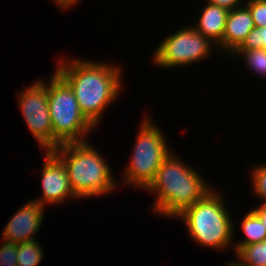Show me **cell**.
I'll return each mask as SVG.
<instances>
[{
  "label": "cell",
  "instance_id": "7402d4cb",
  "mask_svg": "<svg viewBox=\"0 0 266 266\" xmlns=\"http://www.w3.org/2000/svg\"><path fill=\"white\" fill-rule=\"evenodd\" d=\"M252 211L259 217L263 225L266 227V201H264L259 208H255Z\"/></svg>",
  "mask_w": 266,
  "mask_h": 266
},
{
  "label": "cell",
  "instance_id": "9a60e30c",
  "mask_svg": "<svg viewBox=\"0 0 266 266\" xmlns=\"http://www.w3.org/2000/svg\"><path fill=\"white\" fill-rule=\"evenodd\" d=\"M42 258V248L35 240L18 244V266H37Z\"/></svg>",
  "mask_w": 266,
  "mask_h": 266
},
{
  "label": "cell",
  "instance_id": "3957f363",
  "mask_svg": "<svg viewBox=\"0 0 266 266\" xmlns=\"http://www.w3.org/2000/svg\"><path fill=\"white\" fill-rule=\"evenodd\" d=\"M87 141L61 144L52 151L63 161L76 197L109 193L116 186L105 159Z\"/></svg>",
  "mask_w": 266,
  "mask_h": 266
},
{
  "label": "cell",
  "instance_id": "2e32d148",
  "mask_svg": "<svg viewBox=\"0 0 266 266\" xmlns=\"http://www.w3.org/2000/svg\"><path fill=\"white\" fill-rule=\"evenodd\" d=\"M233 53L244 56L250 69L257 75L266 76V49L235 50Z\"/></svg>",
  "mask_w": 266,
  "mask_h": 266
},
{
  "label": "cell",
  "instance_id": "9c48e42d",
  "mask_svg": "<svg viewBox=\"0 0 266 266\" xmlns=\"http://www.w3.org/2000/svg\"><path fill=\"white\" fill-rule=\"evenodd\" d=\"M46 152L41 178L43 195L42 198L34 201L45 206L46 203H62L68 197L76 198L63 161L52 150Z\"/></svg>",
  "mask_w": 266,
  "mask_h": 266
},
{
  "label": "cell",
  "instance_id": "5b68a950",
  "mask_svg": "<svg viewBox=\"0 0 266 266\" xmlns=\"http://www.w3.org/2000/svg\"><path fill=\"white\" fill-rule=\"evenodd\" d=\"M48 106L53 126V149L64 143L83 142L94 128L79 109L69 84L55 71L48 84Z\"/></svg>",
  "mask_w": 266,
  "mask_h": 266
},
{
  "label": "cell",
  "instance_id": "6da1fadb",
  "mask_svg": "<svg viewBox=\"0 0 266 266\" xmlns=\"http://www.w3.org/2000/svg\"><path fill=\"white\" fill-rule=\"evenodd\" d=\"M67 63H60L55 71L73 90L82 114L97 127L105 107L115 100L121 89V69L79 59Z\"/></svg>",
  "mask_w": 266,
  "mask_h": 266
},
{
  "label": "cell",
  "instance_id": "277c9868",
  "mask_svg": "<svg viewBox=\"0 0 266 266\" xmlns=\"http://www.w3.org/2000/svg\"><path fill=\"white\" fill-rule=\"evenodd\" d=\"M222 200L219 193L210 190L179 216L186 223L191 239L212 249L226 248L234 233Z\"/></svg>",
  "mask_w": 266,
  "mask_h": 266
},
{
  "label": "cell",
  "instance_id": "7a4b0ae2",
  "mask_svg": "<svg viewBox=\"0 0 266 266\" xmlns=\"http://www.w3.org/2000/svg\"><path fill=\"white\" fill-rule=\"evenodd\" d=\"M210 188L197 171L180 162L171 152L145 189L157 194L154 205L156 213L177 218Z\"/></svg>",
  "mask_w": 266,
  "mask_h": 266
},
{
  "label": "cell",
  "instance_id": "cb8c5ba5",
  "mask_svg": "<svg viewBox=\"0 0 266 266\" xmlns=\"http://www.w3.org/2000/svg\"><path fill=\"white\" fill-rule=\"evenodd\" d=\"M240 261V262H239ZM239 261H235L234 263H230L227 266H246L244 262L240 259Z\"/></svg>",
  "mask_w": 266,
  "mask_h": 266
},
{
  "label": "cell",
  "instance_id": "8fae6325",
  "mask_svg": "<svg viewBox=\"0 0 266 266\" xmlns=\"http://www.w3.org/2000/svg\"><path fill=\"white\" fill-rule=\"evenodd\" d=\"M254 28V21L247 6L242 5L229 10L225 32L222 40L218 44L224 50L226 49L233 53Z\"/></svg>",
  "mask_w": 266,
  "mask_h": 266
},
{
  "label": "cell",
  "instance_id": "d6986e66",
  "mask_svg": "<svg viewBox=\"0 0 266 266\" xmlns=\"http://www.w3.org/2000/svg\"><path fill=\"white\" fill-rule=\"evenodd\" d=\"M0 247V266H18V244L6 241Z\"/></svg>",
  "mask_w": 266,
  "mask_h": 266
},
{
  "label": "cell",
  "instance_id": "7c38bea8",
  "mask_svg": "<svg viewBox=\"0 0 266 266\" xmlns=\"http://www.w3.org/2000/svg\"><path fill=\"white\" fill-rule=\"evenodd\" d=\"M228 12L226 8L207 2L198 24L193 28L213 43L218 44L225 32Z\"/></svg>",
  "mask_w": 266,
  "mask_h": 266
},
{
  "label": "cell",
  "instance_id": "e0dca14e",
  "mask_svg": "<svg viewBox=\"0 0 266 266\" xmlns=\"http://www.w3.org/2000/svg\"><path fill=\"white\" fill-rule=\"evenodd\" d=\"M266 49V27L254 28L236 50Z\"/></svg>",
  "mask_w": 266,
  "mask_h": 266
},
{
  "label": "cell",
  "instance_id": "44dd1931",
  "mask_svg": "<svg viewBox=\"0 0 266 266\" xmlns=\"http://www.w3.org/2000/svg\"><path fill=\"white\" fill-rule=\"evenodd\" d=\"M240 1L241 0H208V3L232 10L234 8L240 7Z\"/></svg>",
  "mask_w": 266,
  "mask_h": 266
},
{
  "label": "cell",
  "instance_id": "ffe728a7",
  "mask_svg": "<svg viewBox=\"0 0 266 266\" xmlns=\"http://www.w3.org/2000/svg\"><path fill=\"white\" fill-rule=\"evenodd\" d=\"M253 175V188L254 192L260 196V198L266 201V164L254 168Z\"/></svg>",
  "mask_w": 266,
  "mask_h": 266
},
{
  "label": "cell",
  "instance_id": "8992f818",
  "mask_svg": "<svg viewBox=\"0 0 266 266\" xmlns=\"http://www.w3.org/2000/svg\"><path fill=\"white\" fill-rule=\"evenodd\" d=\"M150 117H145L135 143L129 166L125 169V183L146 188L155 178L163 160L171 153L162 132Z\"/></svg>",
  "mask_w": 266,
  "mask_h": 266
},
{
  "label": "cell",
  "instance_id": "5bb4252c",
  "mask_svg": "<svg viewBox=\"0 0 266 266\" xmlns=\"http://www.w3.org/2000/svg\"><path fill=\"white\" fill-rule=\"evenodd\" d=\"M236 254L246 266H266V240L242 246Z\"/></svg>",
  "mask_w": 266,
  "mask_h": 266
},
{
  "label": "cell",
  "instance_id": "52a82bcc",
  "mask_svg": "<svg viewBox=\"0 0 266 266\" xmlns=\"http://www.w3.org/2000/svg\"><path fill=\"white\" fill-rule=\"evenodd\" d=\"M212 44L210 39L193 27L183 28L168 36L156 48L154 63L163 68L192 64L206 58L212 50Z\"/></svg>",
  "mask_w": 266,
  "mask_h": 266
},
{
  "label": "cell",
  "instance_id": "30bf717a",
  "mask_svg": "<svg viewBox=\"0 0 266 266\" xmlns=\"http://www.w3.org/2000/svg\"><path fill=\"white\" fill-rule=\"evenodd\" d=\"M45 207L37 201L26 203L9 220L3 232L4 241L16 244L33 241L41 226Z\"/></svg>",
  "mask_w": 266,
  "mask_h": 266
},
{
  "label": "cell",
  "instance_id": "4fadbf2b",
  "mask_svg": "<svg viewBox=\"0 0 266 266\" xmlns=\"http://www.w3.org/2000/svg\"><path fill=\"white\" fill-rule=\"evenodd\" d=\"M242 230L246 235L243 241L236 245V252L242 247L252 243L266 240V227L263 225L259 217L253 212L249 211L242 221Z\"/></svg>",
  "mask_w": 266,
  "mask_h": 266
},
{
  "label": "cell",
  "instance_id": "ac0fdd59",
  "mask_svg": "<svg viewBox=\"0 0 266 266\" xmlns=\"http://www.w3.org/2000/svg\"><path fill=\"white\" fill-rule=\"evenodd\" d=\"M246 6L251 12L255 28L266 27V0H249Z\"/></svg>",
  "mask_w": 266,
  "mask_h": 266
},
{
  "label": "cell",
  "instance_id": "ba28073f",
  "mask_svg": "<svg viewBox=\"0 0 266 266\" xmlns=\"http://www.w3.org/2000/svg\"><path fill=\"white\" fill-rule=\"evenodd\" d=\"M23 117L34 138L44 150H53V126L48 106V85L42 80L19 94Z\"/></svg>",
  "mask_w": 266,
  "mask_h": 266
},
{
  "label": "cell",
  "instance_id": "603a6c76",
  "mask_svg": "<svg viewBox=\"0 0 266 266\" xmlns=\"http://www.w3.org/2000/svg\"><path fill=\"white\" fill-rule=\"evenodd\" d=\"M60 7L69 8L72 5L76 4L79 0H54Z\"/></svg>",
  "mask_w": 266,
  "mask_h": 266
}]
</instances>
